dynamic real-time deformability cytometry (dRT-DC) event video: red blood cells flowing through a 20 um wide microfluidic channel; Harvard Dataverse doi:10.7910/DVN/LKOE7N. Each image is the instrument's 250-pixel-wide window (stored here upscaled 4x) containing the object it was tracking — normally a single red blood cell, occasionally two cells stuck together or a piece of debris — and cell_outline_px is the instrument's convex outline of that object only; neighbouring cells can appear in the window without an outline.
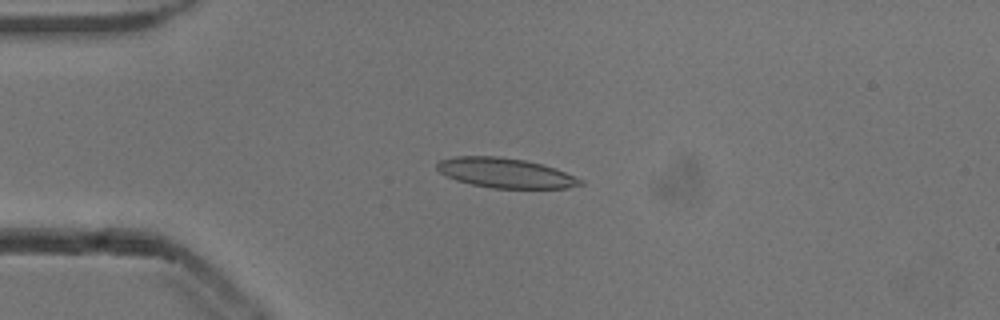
{"species": "common noctule bat (a hibernating species)", "species_latin": "Nyctalus noctula", "temperature_condition": "cold", "stored_images_in_passage": 41, "camera_frame_rate_fps": 3000, "um_per_image_px": 0.085, "animal": {"sex": "male", "body_mass_g": 13.3}, "frame": {"image": 1, "passage_image": 1, "time_ms": 0.0, "image_size_px": [1000, 320], "cell_outline_px": [[584, 184], [568, 188], [492, 188], [472, 184], [456, 180], [440, 172], [436, 168], [436, 164], [440, 160], [456, 156], [500, 156], [524, 160], [556, 168], [584, 180]], "centroid_in_image_um": [42.98, 14.7], "position_along_channel_um": 42.0, "area_um2": 24.85}}
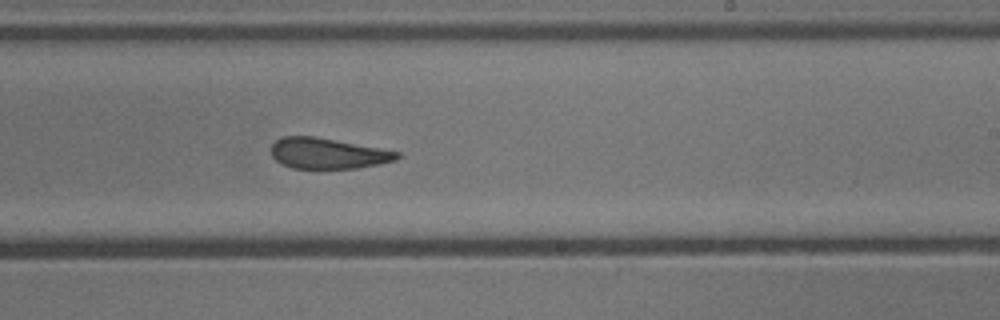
{"frame": {"image": 2, "passage_image": 20, "time_ms": 6.333, "image_size_px": [1000, 320], "cell_outline_px": [[400, 156], [396, 160], [380, 164], [356, 168], [292, 168], [276, 160], [272, 156], [272, 144], [276, 140], [284, 136], [316, 136], [400, 152]], "centroid_in_image_um": [27.87, 13.03], "position_along_channel_um": 261.1, "area_um2": 22.37}}
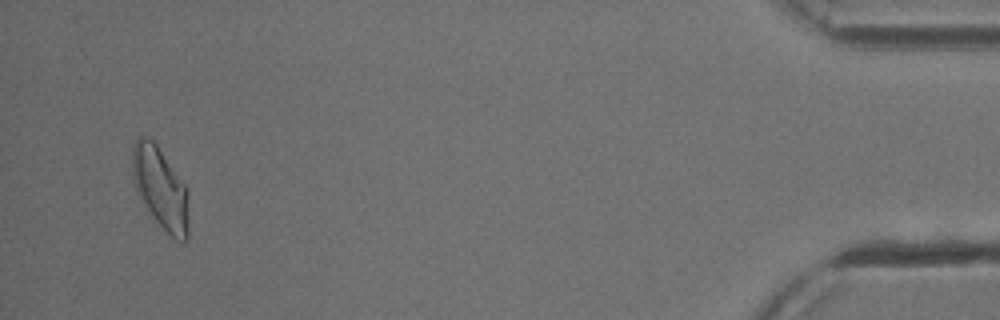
{"frame": {"image": 3, "passage_image": 39, "time_ms": 12.667, "image_size_px": [1000, 320], "cell_outline_px": [[188, 240], [176, 240], [156, 220], [144, 204], [136, 192], [132, 176], [132, 144], [140, 136], [144, 136], [152, 140], [156, 144], [188, 188]], "centroid_in_image_um": [13.63, 15.96], "position_along_channel_um": 421.6, "area_um2": 26.7}, "authors_computed_cell_mechanics": {"area_um2": 23.987, "velocity_mm_per_s": 3.8471, "shape_relaxation_time_tau1_ms": 10.0717, "shape_relaxation_time_tau2_ms": 2.5973, "deformation_change_tau1": 0.2324, "deformation_change_tau2": 0.0965}}